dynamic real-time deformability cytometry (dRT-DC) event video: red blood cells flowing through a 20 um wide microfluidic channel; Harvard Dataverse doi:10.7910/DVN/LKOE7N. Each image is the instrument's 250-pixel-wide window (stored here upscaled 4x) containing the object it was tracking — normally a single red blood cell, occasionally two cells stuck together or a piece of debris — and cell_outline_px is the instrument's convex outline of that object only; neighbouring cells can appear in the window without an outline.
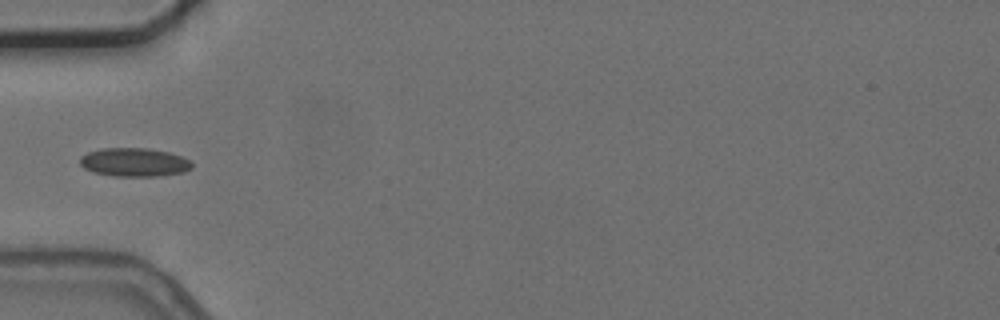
{"species": "common noctule bat (a hibernating species)", "species_latin": "Nyctalus noctula", "temperature_condition": "cold", "stored_images_in_passage": 38, "camera_frame_rate_fps": 3000, "um_per_image_px": 0.085, "animal": {"sex": "female", "body_mass_g": 24.6, "forearm_length_mm": 56.2}, "frame": {"image": 1, "passage_image": 1, "time_ms": 0.0, "image_size_px": [1000, 320], "cell_outline_px": [[192, 168], [184, 172], [156, 176], [112, 176], [92, 172], [84, 168], [80, 164], [80, 156], [88, 152], [100, 148], [148, 148], [168, 152], [180, 156], [188, 160], [192, 164]], "centroid_in_image_um": [11.37, 13.79], "position_along_channel_um": 73.6, "area_um2": 18.67}}
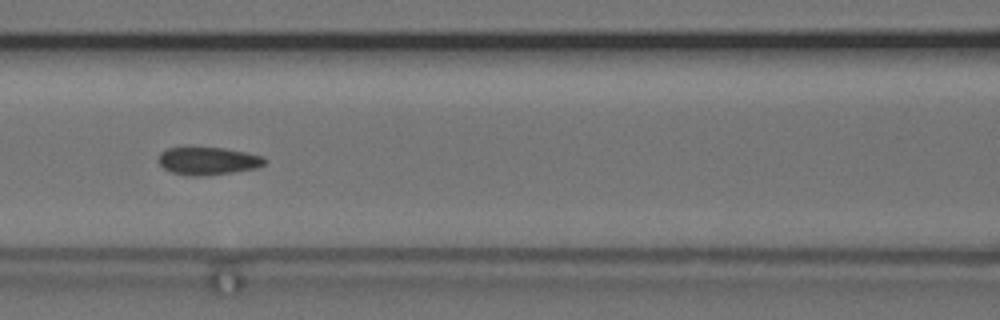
{"frame": {"image": 2, "passage_image": 7, "time_ms": 2.0, "image_size_px": [1000, 320], "cell_outline_px": [[268, 160], [264, 164], [256, 168], [232, 172], [200, 176], [188, 176], [172, 172], [164, 168], [156, 160], [160, 152], [168, 148], [224, 148], [248, 152], [264, 156]], "centroid_in_image_um": [17.69, 13.68], "position_along_channel_um": 148.9, "area_um2": 17.22}}
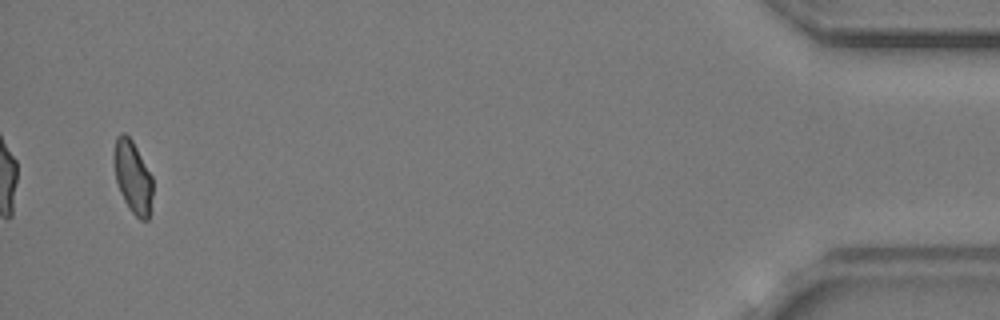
{"frame": {"image": 3, "passage_image": 36, "time_ms": 11.667, "image_size_px": [1000, 320], "cell_outline_px": [[152, 212], [148, 220], [140, 220], [128, 208], [120, 192], [116, 180], [112, 164], [112, 156], [116, 136], [120, 132], [124, 132], [132, 140], [152, 176]], "centroid_in_image_um": [11.27, 15.05], "position_along_channel_um": 423.9, "area_um2": 16.82}, "authors_computed_cell_mechanics": {"area_um2": 17.4267, "velocity_mm_per_s": 3.7235, "shape_relaxation_time_tau1_ms": 4.8629, "shape_relaxation_time_tau2_ms": 1.2896, "deformation_change_tau1": 0.1149, "deformation_change_tau2": 0.0706}}